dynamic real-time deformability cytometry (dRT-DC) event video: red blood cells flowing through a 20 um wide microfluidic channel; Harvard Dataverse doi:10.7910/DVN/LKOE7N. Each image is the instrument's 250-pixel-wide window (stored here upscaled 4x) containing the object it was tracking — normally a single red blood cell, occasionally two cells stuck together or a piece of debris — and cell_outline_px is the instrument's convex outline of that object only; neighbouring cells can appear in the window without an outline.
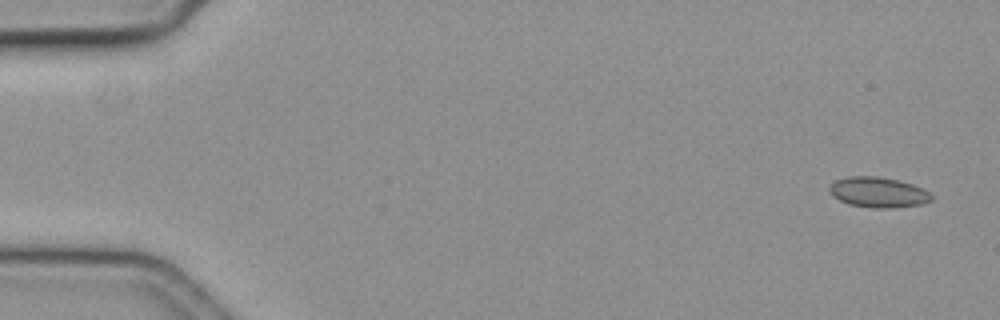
{"species": "common noctule bat (a hibernating species)", "species_latin": "Nyctalus noctula", "temperature_condition": "cold", "stored_images_in_passage": 15, "camera_frame_rate_fps": 3000, "um_per_image_px": 0.085, "animal": {"sex": "female", "body_mass_g": 19.3, "forearm_length_mm": 54.1}, "frame": {"image": 1, "passage_image": 1, "time_ms": 0.0, "image_size_px": [1000, 320], "cell_outline_px": [[932, 200], [920, 204], [888, 208], [872, 208], [848, 204], [832, 196], [828, 188], [836, 180], [848, 176], [880, 176], [912, 184], [928, 192], [932, 196]], "centroid_in_image_um": [74.6, 16.34], "position_along_channel_um": 10.4, "area_um2": 17.86}}
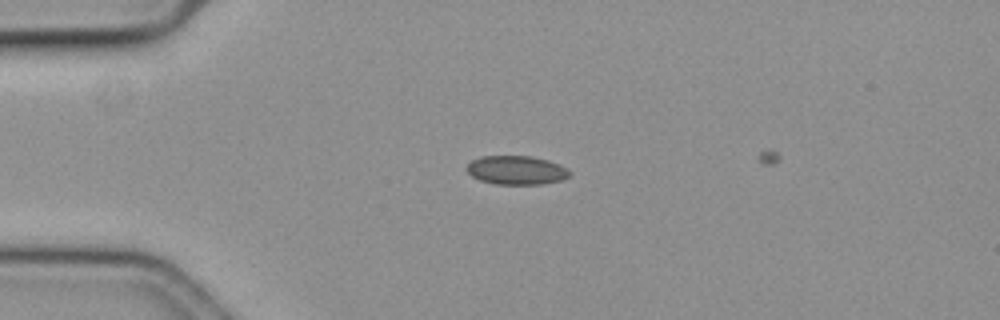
{"frame": {"image": 2, "passage_image": 13, "time_ms": 4.0, "image_size_px": [1000, 320], "cell_outline_px": [[572, 172], [568, 176], [560, 180], [540, 184], [496, 184], [480, 180], [472, 176], [464, 168], [472, 160], [480, 156], [528, 156], [548, 160]], "centroid_in_image_um": [43.83, 14.46], "position_along_channel_um": 41.2, "area_um2": 17.05}}